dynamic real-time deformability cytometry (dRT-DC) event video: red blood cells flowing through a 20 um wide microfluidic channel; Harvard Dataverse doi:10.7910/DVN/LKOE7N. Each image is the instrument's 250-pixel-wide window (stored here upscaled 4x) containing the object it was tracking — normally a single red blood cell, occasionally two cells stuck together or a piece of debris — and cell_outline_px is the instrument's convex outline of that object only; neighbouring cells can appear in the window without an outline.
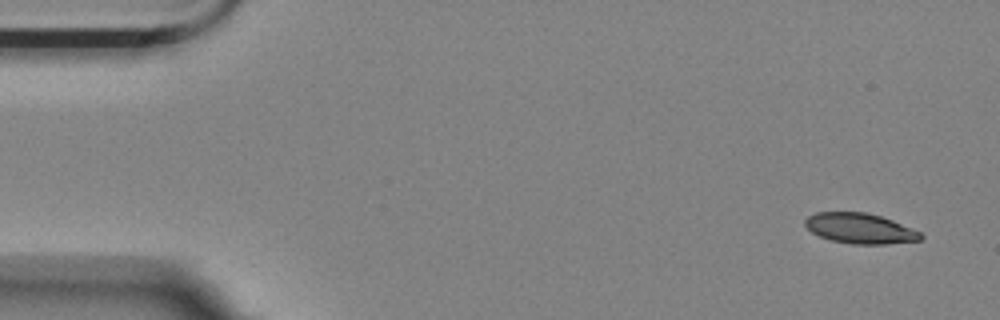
{"species": "Egyptian fruit bat (a non-hibernating species)", "species_latin": "Rousettus aegyptiacus", "temperature_condition": "room temperature", "stored_images_in_passage": 6, "camera_frame_rate_fps": 3000, "um_per_image_px": 0.085, "animal": {"sex": "female"}, "frame": {"image": 1, "passage_image": 1, "time_ms": 0.0, "image_size_px": [1000, 320], "cell_outline_px": [[924, 236], [920, 240], [888, 244], [852, 244], [832, 240], [820, 236], [812, 232], [804, 224], [804, 220], [808, 216], [816, 212], [864, 212], [880, 216], [892, 220], [912, 228], [920, 232]], "centroid_in_image_um": [73.1, 19.41], "position_along_channel_um": 11.9, "area_um2": 20.35}}
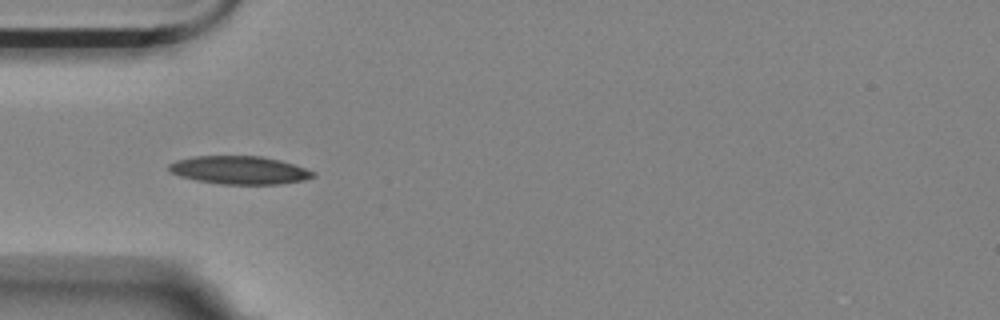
{"frame": {"image": 2, "passage_image": 5, "time_ms": 4.667, "image_size_px": [1000, 320], "cell_outline_px": [[316, 176], [304, 180], [280, 184], [220, 184], [196, 180], [180, 176], [168, 172], [168, 164], [176, 160], [192, 156], [260, 156], [280, 160], [316, 172]], "centroid_in_image_um": [20.32, 14.46], "position_along_channel_um": 64.7, "area_um2": 23.7}}
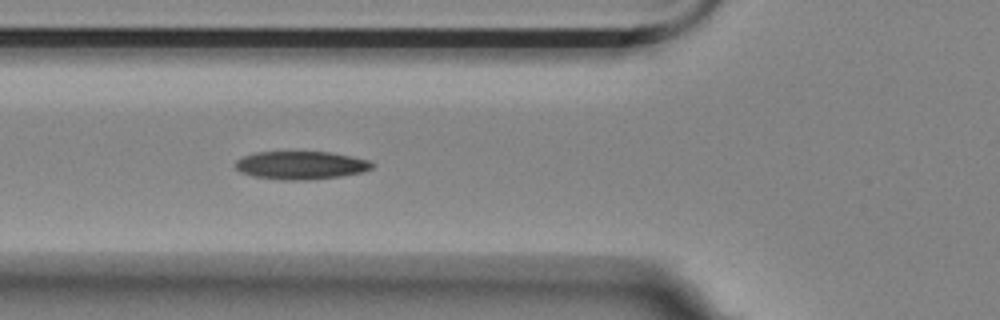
{"frame": {"image": 3, "passage_image": 6, "time_ms": 5.667, "image_size_px": [1000, 320], "cell_outline_px": [[372, 168], [364, 172], [340, 176], [304, 180], [284, 180], [252, 176], [240, 172], [236, 168], [236, 160], [244, 156], [256, 152], [332, 152], [352, 156], [368, 160], [372, 164]], "centroid_in_image_um": [25.57, 14.04], "position_along_channel_um": 100.2, "area_um2": 22.31}}